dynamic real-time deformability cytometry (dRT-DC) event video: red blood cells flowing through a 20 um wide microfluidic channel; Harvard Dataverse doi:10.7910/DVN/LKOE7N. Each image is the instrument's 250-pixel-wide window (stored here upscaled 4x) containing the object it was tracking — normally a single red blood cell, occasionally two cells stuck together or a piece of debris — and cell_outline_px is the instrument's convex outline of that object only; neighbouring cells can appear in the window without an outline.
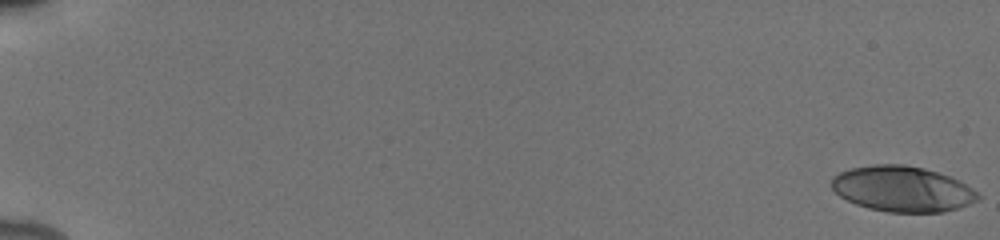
{"species": "human", "species_latin": "Homo sapiens", "temperature_condition": "cold", "stored_images_in_passage": 55, "camera_frame_rate_fps": 3000, "um_per_image_px": 0.085, "donor": {"sex": "male"}, "frame": {"image": 1, "passage_image": 1, "time_ms": 0.0, "image_size_px": [1000, 240], "cell_outline_px": [[980, 200], [960, 208], [944, 212], [888, 212], [868, 208], [856, 204], [840, 196], [832, 188], [832, 176], [840, 172], [852, 168], [872, 164], [904, 164], [924, 168], [960, 180], [972, 188], [980, 196]], "centroid_in_image_um": [76.72, 16.06], "position_along_channel_um": 8.3, "area_um2": 38.96}}
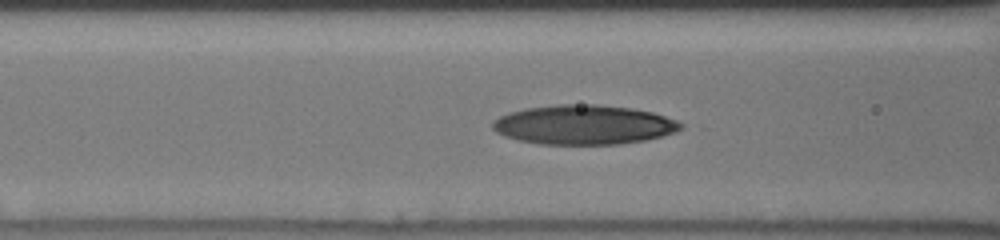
{"frame": {"image": 2, "passage_image": 25, "time_ms": 8.0, "image_size_px": [1000, 240], "cell_outline_px": [[684, 128], [676, 132], [644, 140], [620, 144], [540, 144], [520, 140], [504, 136], [496, 132], [492, 128], [492, 124], [500, 116], [508, 112], [528, 108], [560, 104], [596, 104], [632, 108], [652, 112], [676, 120], [684, 124]], "centroid_in_image_um": [49.64, 10.6], "position_along_channel_um": 117.0, "area_um2": 43.18}}
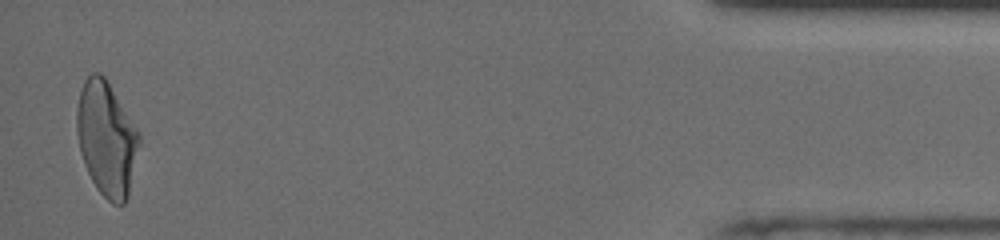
{"frame": {"image": 3, "passage_image": 54, "time_ms": 17.667, "image_size_px": [1000, 240], "cell_outline_px": [[140, 144], [128, 196], [124, 204], [112, 204], [96, 188], [84, 164], [80, 152], [76, 128], [76, 108], [80, 92], [84, 80], [92, 72], [100, 72], [104, 76], [140, 132]], "centroid_in_image_um": [9.06, 11.78], "position_along_channel_um": 426.1, "area_um2": 41.62}, "authors_computed_cell_mechanics": {"area_um2": 40.4022, "velocity_mm_per_s": 3.9159, "shape_relaxation_time_tau1_ms": 7.1781, "shape_relaxation_time_tau2_ms": 2.3911, "deformation_change_tau1": 0.2201, "deformation_change_tau2": 0.1002}}